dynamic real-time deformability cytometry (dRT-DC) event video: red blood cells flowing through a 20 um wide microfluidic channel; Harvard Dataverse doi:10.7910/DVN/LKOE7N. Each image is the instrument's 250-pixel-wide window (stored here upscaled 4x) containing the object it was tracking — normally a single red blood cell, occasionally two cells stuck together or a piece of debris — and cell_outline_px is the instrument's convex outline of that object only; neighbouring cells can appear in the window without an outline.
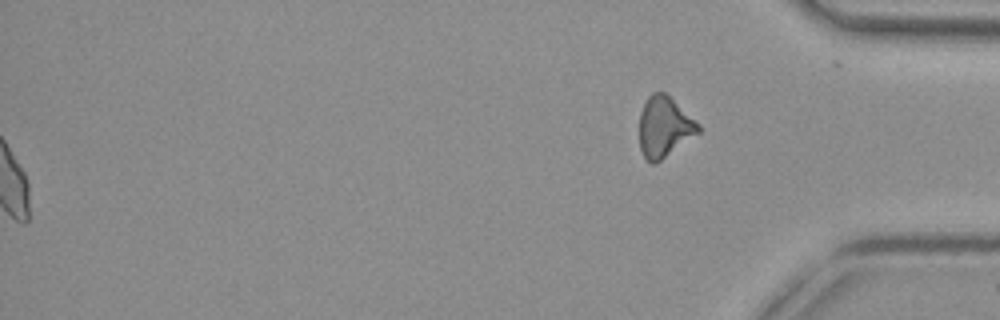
{"species": "common noctule bat (a hibernating species)", "species_latin": "Nyctalus noctula", "temperature_condition": "cold", "stored_images_in_passage": 50, "segment_of_instrument_passage": [2, 2], "camera_frame_rate_fps": 3000, "um_per_image_px": 0.085, "animal": {"sex": "female", "body_mass_g": 29.2, "forearm_length_mm": 56.3}, "frame": {"image": 1, "passage_image": 50, "time_ms": 16.333, "image_size_px": [1000, 320], "cell_outline_px": [[700, 132], [656, 164], [652, 164], [644, 156], [640, 148], [640, 112], [648, 96], [652, 92], [664, 92], [700, 124]], "centroid_in_image_um": [56.46, 10.8], "position_along_channel_um": 378.7, "area_um2": 20.63}}